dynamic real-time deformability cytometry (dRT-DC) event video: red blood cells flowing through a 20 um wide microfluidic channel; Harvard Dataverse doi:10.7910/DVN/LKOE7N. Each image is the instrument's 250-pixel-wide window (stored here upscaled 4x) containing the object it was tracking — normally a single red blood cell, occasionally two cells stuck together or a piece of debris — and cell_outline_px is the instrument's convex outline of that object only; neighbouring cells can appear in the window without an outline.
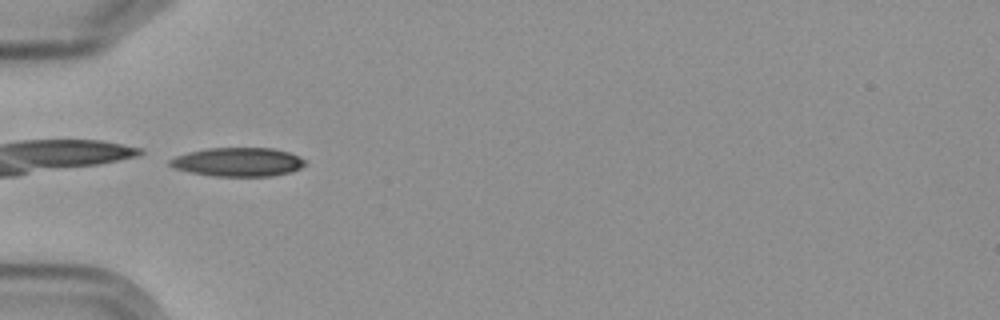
{"species": "Egyptian fruit bat (a non-hibernating species)", "species_latin": "Rousettus aegyptiacus", "temperature_condition": "cold", "stored_images_in_passage": 7, "camera_frame_rate_fps": 3000, "um_per_image_px": 0.085, "frame": {"image": 1, "passage_image": 3, "time_ms": 2.333, "image_size_px": [1000, 320], "cell_outline_px": [[308, 164], [292, 172], [272, 176], [212, 176], [188, 172], [176, 168], [168, 164], [168, 160], [176, 156], [188, 152], [208, 148], [272, 148], [288, 152], [304, 160]], "centroid_in_image_um": [20.22, 13.78], "position_along_channel_um": 64.8, "area_um2": 22.72}}
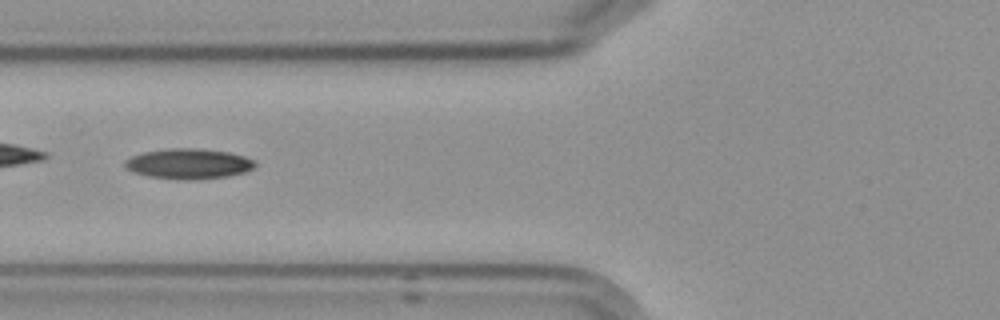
{"frame": {"image": 2, "passage_image": 4, "time_ms": 3.667, "image_size_px": [1000, 320], "cell_outline_px": [[256, 164], [252, 168], [244, 172], [228, 176], [196, 180], [184, 180], [148, 176], [132, 172], [124, 168], [124, 160], [132, 156], [144, 152], [168, 148], [196, 148], [228, 152], [244, 156], [252, 160]], "centroid_in_image_um": [15.98, 13.92], "position_along_channel_um": 109.8, "area_um2": 23.0}}